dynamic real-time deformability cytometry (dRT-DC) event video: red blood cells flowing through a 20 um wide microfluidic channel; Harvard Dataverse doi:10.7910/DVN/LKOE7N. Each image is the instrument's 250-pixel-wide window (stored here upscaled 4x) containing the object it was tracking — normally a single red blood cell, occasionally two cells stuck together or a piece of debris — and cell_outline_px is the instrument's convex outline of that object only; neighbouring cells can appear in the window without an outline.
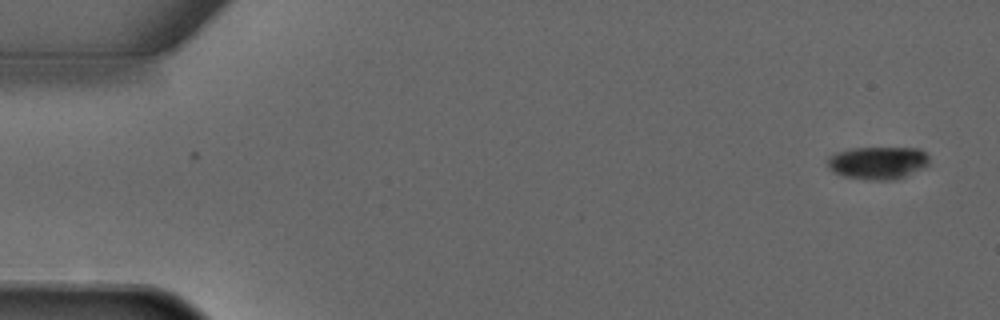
{"species": "common noctule bat (a hibernating species)", "species_latin": "Nyctalus noctula", "temperature_condition": "warm", "stored_images_in_passage": 4, "camera_frame_rate_fps": 3000, "um_per_image_px": 0.085, "animal": {"sex": "male", "forearm_length_mm": 52.5}, "frame": {"image": 1, "passage_image": 4, "time_ms": 3.667, "image_size_px": [1000, 320], "cell_outline_px": [[928, 164], [924, 168], [896, 180], [868, 180], [844, 176], [832, 172], [828, 168], [824, 160], [828, 156], [836, 152], [852, 148], [920, 148], [928, 156]], "centroid_in_image_um": [74.56, 13.84], "position_along_channel_um": 10.4, "area_um2": 19.71}}